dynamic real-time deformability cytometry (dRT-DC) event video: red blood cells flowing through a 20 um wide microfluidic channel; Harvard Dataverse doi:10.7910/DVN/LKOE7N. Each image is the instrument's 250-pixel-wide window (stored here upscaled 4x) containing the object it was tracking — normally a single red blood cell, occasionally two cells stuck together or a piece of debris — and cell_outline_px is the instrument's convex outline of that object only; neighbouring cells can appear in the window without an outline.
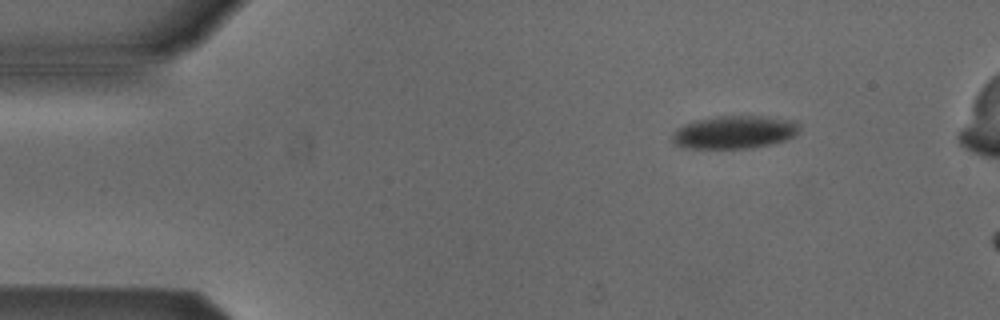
{"species": "Egyptian fruit bat (a non-hibernating species)", "species_latin": "Rousettus aegyptiacus", "temperature_condition": "cold", "stored_images_in_passage": 2, "camera_frame_rate_fps": 3000, "um_per_image_px": 0.085, "animal": {"sex": "male"}, "frame": {"image": 1, "passage_image": 1, "time_ms": 0.0, "image_size_px": [1000, 320], "cell_outline_px": [[800, 132], [796, 136], [784, 140], [768, 144], [748, 148], [680, 148], [672, 140], [672, 136], [676, 128], [684, 124], [696, 120], [716, 116], [760, 116], [792, 120], [800, 124]], "centroid_in_image_um": [62.42, 11.23], "position_along_channel_um": 22.6, "area_um2": 24.45}}